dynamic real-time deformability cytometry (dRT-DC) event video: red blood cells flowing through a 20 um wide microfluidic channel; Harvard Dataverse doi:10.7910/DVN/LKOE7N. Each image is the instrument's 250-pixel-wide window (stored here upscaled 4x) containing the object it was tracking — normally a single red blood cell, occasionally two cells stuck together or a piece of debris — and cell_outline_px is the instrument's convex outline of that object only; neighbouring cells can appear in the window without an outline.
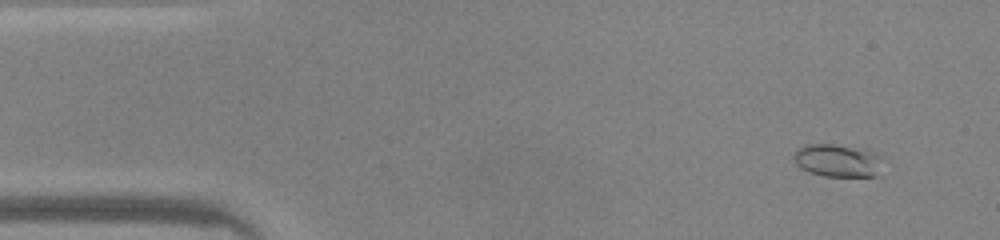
{"species": "common noctule bat (a hibernating species)", "species_latin": "Nyctalus noctula", "temperature_condition": "warm", "stored_images_in_passage": 47, "camera_frame_rate_fps": 3000, "um_per_image_px": 0.085, "animal": {"sex": "male", "body_mass_g": 20.0, "forearm_length_mm": 53.3}, "frame": {"image": 1, "passage_image": 3, "time_ms": 0.667, "image_size_px": [1000, 240], "cell_outline_px": [[880, 160], [876, 176], [824, 176], [808, 172], [800, 168], [792, 160], [792, 156], [804, 144], [832, 144], [864, 148], [876, 152], [880, 156]], "centroid_in_image_um": [71.15, 13.63], "position_along_channel_um": 13.9, "area_um2": 17.05}}
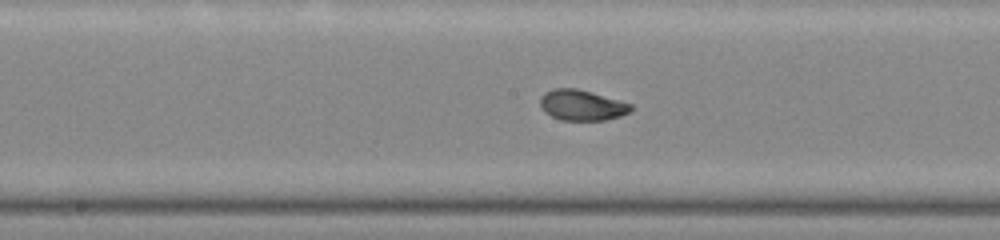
{"frame": {"image": 2, "passage_image": 23, "time_ms": 7.333, "image_size_px": [1000, 240], "cell_outline_px": [[632, 108], [628, 112], [620, 116], [604, 120], [560, 120], [544, 112], [540, 108], [540, 96], [544, 92], [552, 88], [576, 88], [592, 92], [632, 104]], "centroid_in_image_um": [49.4, 8.93], "position_along_channel_um": 198.8, "area_um2": 16.24}}
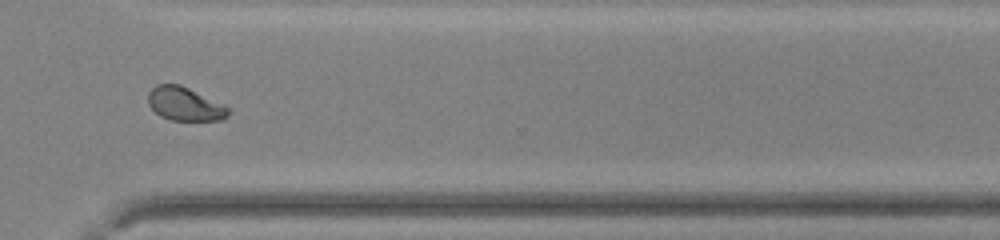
{"frame": {"image": 3, "passage_image": 34, "time_ms": 11.0, "image_size_px": [1000, 240], "cell_outline_px": [[232, 108], [228, 116], [224, 120], [172, 120], [160, 116], [148, 104], [148, 92], [156, 84], [180, 84], [224, 104]], "centroid_in_image_um": [15.74, 8.83], "position_along_channel_um": 354.9, "area_um2": 15.84}, "authors_computed_cell_mechanics": {"area_um2": 16.184, "velocity_mm_per_s": 4.2565, "shape_relaxation_time_tau1_ms": 3.5881, "shape_relaxation_time_tau2_ms": 0.9876, "deformation_change_tau1": 0.1709, "deformation_change_tau2": 0.0528}}